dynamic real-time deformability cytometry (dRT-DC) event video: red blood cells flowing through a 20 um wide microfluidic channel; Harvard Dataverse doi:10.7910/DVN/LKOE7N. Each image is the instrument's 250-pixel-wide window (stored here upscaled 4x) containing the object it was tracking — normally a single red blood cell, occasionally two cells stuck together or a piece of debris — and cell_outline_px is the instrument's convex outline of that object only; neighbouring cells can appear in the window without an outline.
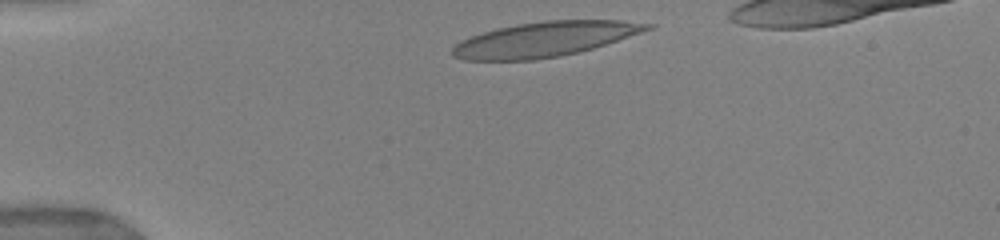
{"species": "human", "species_latin": "Homo sapiens", "temperature_condition": "warm", "stored_images_in_passage": 29, "camera_frame_rate_fps": 3000, "um_per_image_px": 0.085, "donor": {"sex": "female"}, "frame": {"image": 1, "passage_image": 1, "time_ms": 0.0, "image_size_px": [1000, 240], "cell_outline_px": [[656, 24], [652, 28], [592, 48], [560, 56], [532, 60], [464, 60], [452, 56], [452, 48], [460, 40], [496, 28], [516, 24], [548, 20], [620, 20]], "centroid_in_image_um": [46.25, 3.33], "position_along_channel_um": 38.7, "area_um2": 39.13}}